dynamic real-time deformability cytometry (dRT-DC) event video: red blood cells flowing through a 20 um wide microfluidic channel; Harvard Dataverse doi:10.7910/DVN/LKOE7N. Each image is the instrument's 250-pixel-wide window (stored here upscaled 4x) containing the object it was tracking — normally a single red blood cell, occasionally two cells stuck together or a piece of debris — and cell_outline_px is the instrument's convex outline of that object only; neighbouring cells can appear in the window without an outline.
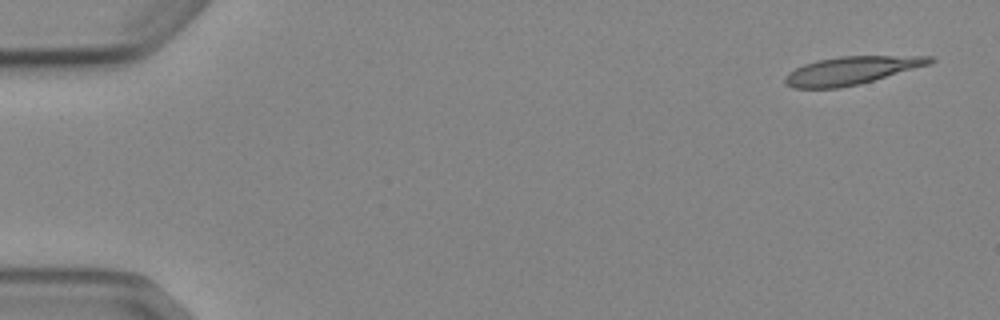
{"species": "Egyptian fruit bat (a non-hibernating species)", "species_latin": "Rousettus aegyptiacus", "temperature_condition": "cold", "stored_images_in_passage": 6, "camera_frame_rate_fps": 3000, "um_per_image_px": 0.085, "animal": {"sex": "female"}, "frame": {"image": 1, "passage_image": 1, "time_ms": 0.0, "image_size_px": [1000, 320], "cell_outline_px": [[936, 60], [932, 64], [860, 84], [836, 88], [792, 88], [784, 84], [784, 76], [788, 72], [804, 64], [816, 60], [840, 56], [932, 56]], "centroid_in_image_um": [72.36, 5.99], "position_along_channel_um": 12.6, "area_um2": 23.81}}
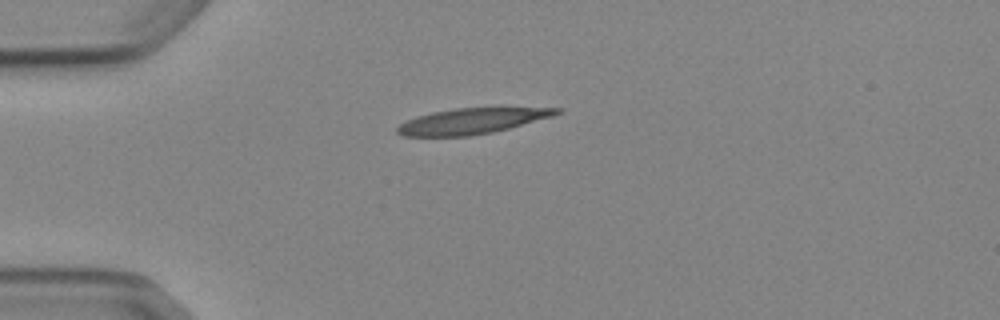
{"frame": {"image": 2, "passage_image": 4, "time_ms": 3.667, "image_size_px": [1000, 320], "cell_outline_px": [[564, 112], [552, 116], [508, 128], [492, 132], [468, 136], [404, 136], [396, 132], [396, 128], [400, 124], [416, 116], [432, 112], [456, 108], [500, 104], [564, 108]], "centroid_in_image_um": [40.28, 10.21], "position_along_channel_um": 44.7, "area_um2": 25.09}}
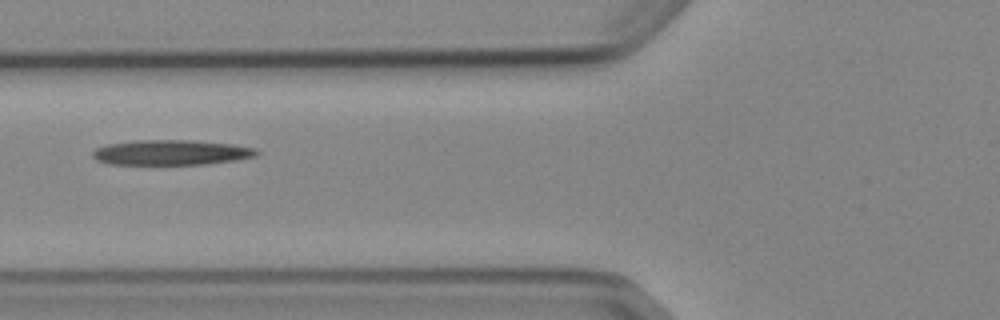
{"frame": {"image": 3, "passage_image": 6, "time_ms": 6.0, "image_size_px": [1000, 320], "cell_outline_px": [[260, 152], [256, 156], [236, 160], [204, 164], [108, 164], [96, 160], [92, 156], [92, 152], [96, 148], [108, 144], [136, 140], [188, 140], [232, 144], [256, 148]], "centroid_in_image_um": [14.55, 12.96], "position_along_channel_um": 111.3, "area_um2": 23.99}}